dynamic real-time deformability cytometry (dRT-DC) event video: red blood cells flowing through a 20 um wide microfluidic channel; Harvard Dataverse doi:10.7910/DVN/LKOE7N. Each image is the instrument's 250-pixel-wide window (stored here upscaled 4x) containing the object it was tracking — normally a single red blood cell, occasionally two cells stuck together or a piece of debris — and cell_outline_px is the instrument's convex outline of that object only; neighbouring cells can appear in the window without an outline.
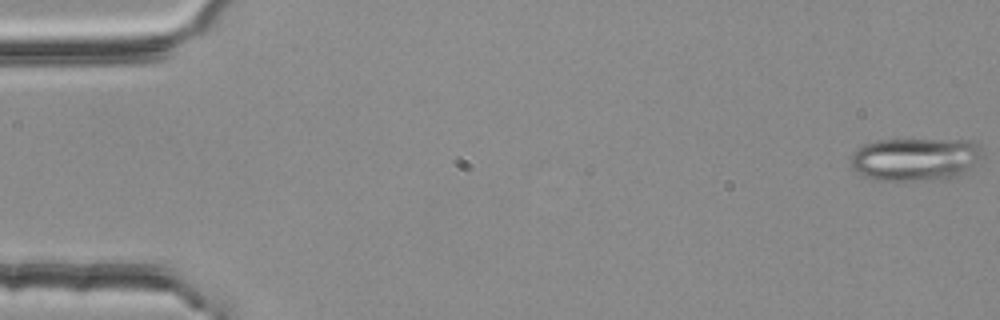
{"species": "common noctule bat (a hibernating species)", "species_latin": "Nyctalus noctula", "temperature_condition": "room temperature", "stored_images_in_passage": 56, "camera_frame_rate_fps": 3000, "um_per_image_px": 0.085, "animal": {"sex": "female", "body_mass_g": 25.1}, "frame": {"image": 1, "passage_image": 1, "time_ms": 0.0, "image_size_px": [1000, 320], "cell_outline_px": [[984, 160], [968, 172], [960, 176], [940, 180], [876, 180], [864, 176], [856, 172], [852, 168], [852, 152], [864, 144], [876, 140], [976, 140], [984, 144]], "centroid_in_image_um": [77.95, 13.53], "position_along_channel_um": 7.0, "area_um2": 34.1}}
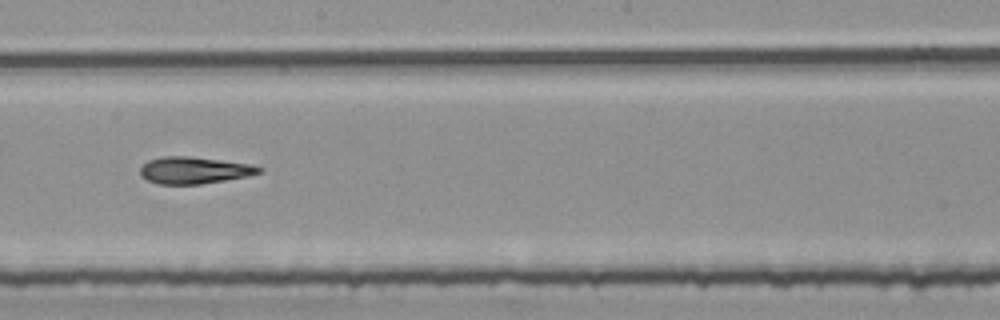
{"frame": {"image": 2, "passage_image": 31, "time_ms": 10.0, "image_size_px": [1000, 320], "cell_outline_px": [[264, 168], [260, 172], [248, 176], [200, 184], [156, 184], [140, 176], [140, 168], [148, 160], [164, 156], [188, 156], [252, 164]], "centroid_in_image_um": [16.49, 14.47], "position_along_channel_um": 231.7, "area_um2": 18.55}}
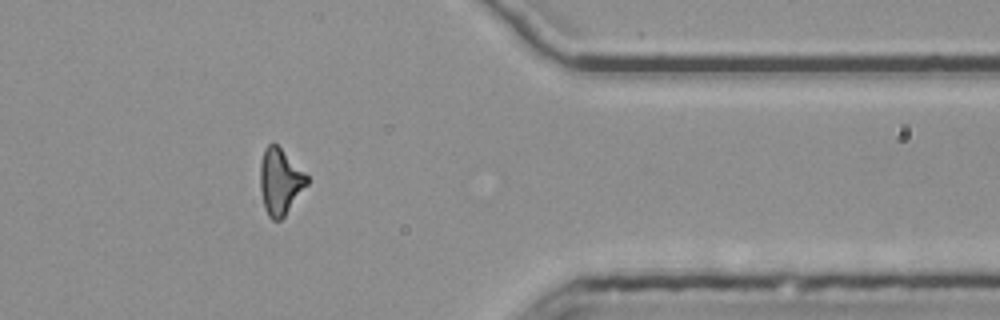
{"frame": {"image": 3, "passage_image": 45, "time_ms": 14.667, "image_size_px": [1000, 320], "cell_outline_px": [[308, 184], [284, 216], [280, 220], [272, 220], [268, 216], [264, 208], [260, 188], [260, 164], [264, 148], [268, 144], [276, 144], [308, 176]], "centroid_in_image_um": [23.79, 15.45], "position_along_channel_um": 387.6, "area_um2": 17.8}, "authors_computed_cell_mechanics": {"area_um2": 18.8428, "velocity_mm_per_s": 3.7667, "shape_relaxation_time_tau1_ms": 11.3661, "shape_relaxation_time_tau2_ms": 4.6626, "deformation_change_tau1": 0.2389, "deformation_change_tau2": 0.1498}}